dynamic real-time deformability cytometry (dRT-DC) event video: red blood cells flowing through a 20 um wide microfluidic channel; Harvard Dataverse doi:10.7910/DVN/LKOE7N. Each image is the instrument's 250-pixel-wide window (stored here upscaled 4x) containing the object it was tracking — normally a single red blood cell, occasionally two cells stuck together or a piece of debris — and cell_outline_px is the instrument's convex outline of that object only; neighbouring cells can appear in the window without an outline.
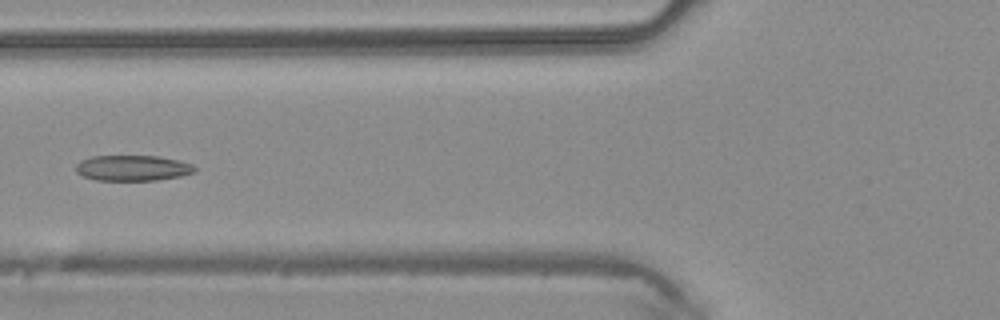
{"species": "common noctule bat (a hibernating species)", "species_latin": "Nyctalus noctula", "temperature_condition": "warm", "stored_images_in_passage": 42, "camera_frame_rate_fps": 3000, "um_per_image_px": 0.085, "animal": {"sex": "male", "body_mass_g": 20.4}, "frame": {"image": 1, "passage_image": 16, "time_ms": 5.0, "image_size_px": [1000, 320], "cell_outline_px": [[196, 172], [180, 176], [156, 180], [96, 180], [84, 176], [76, 172], [76, 164], [80, 160], [92, 156], [160, 156], [192, 164], [196, 168]], "centroid_in_image_um": [11.27, 14.28], "position_along_channel_um": 114.5, "area_um2": 17.69}}
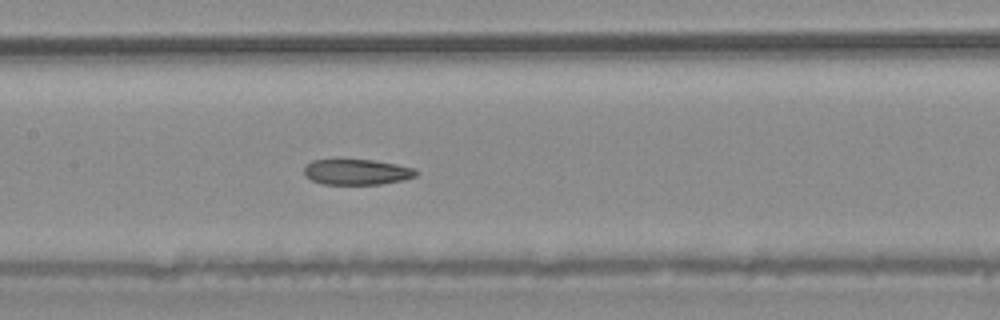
{"frame": {"image": 2, "passage_image": 20, "time_ms": 6.333, "image_size_px": [1000, 320], "cell_outline_px": [[416, 176], [404, 180], [380, 184], [324, 184], [312, 180], [304, 176], [304, 168], [312, 160], [372, 160], [396, 164], [416, 168]], "centroid_in_image_um": [30.34, 14.62], "position_along_channel_um": 177.1, "area_um2": 16.59}}
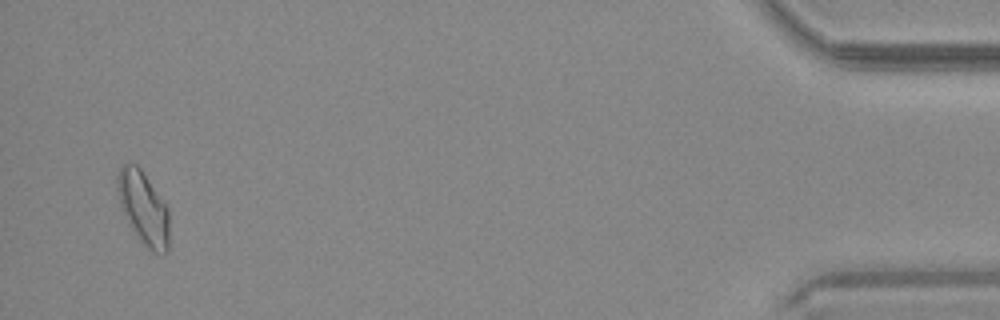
{"frame": {"image": 3, "passage_image": 41, "time_ms": 13.333, "image_size_px": [1000, 320], "cell_outline_px": [[168, 252], [164, 256], [152, 252], [140, 240], [124, 216], [120, 204], [116, 188], [116, 176], [120, 168], [124, 164], [136, 164], [140, 168], [168, 208]], "centroid_in_image_um": [12.18, 17.7], "position_along_channel_um": 423.0, "area_um2": 21.96}}